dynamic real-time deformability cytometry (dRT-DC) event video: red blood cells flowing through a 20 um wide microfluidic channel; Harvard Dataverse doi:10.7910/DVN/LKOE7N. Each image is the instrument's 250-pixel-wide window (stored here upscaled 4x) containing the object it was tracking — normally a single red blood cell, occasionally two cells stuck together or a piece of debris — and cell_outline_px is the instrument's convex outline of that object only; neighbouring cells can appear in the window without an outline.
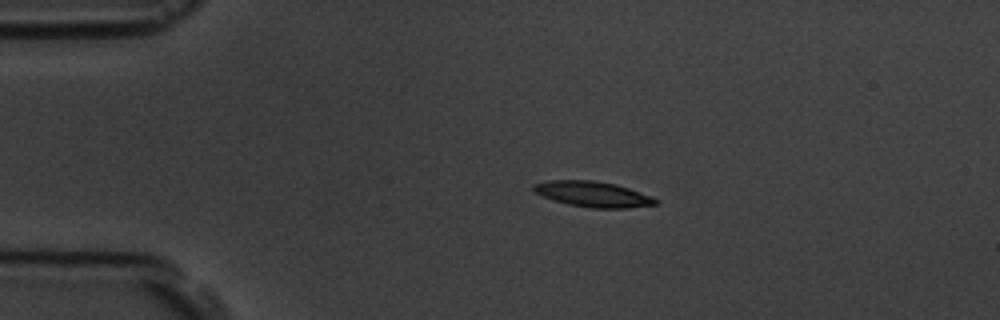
{"species": "common noctule bat (a hibernating species)", "species_latin": "Nyctalus noctula", "temperature_condition": "room temperature", "stored_images_in_passage": 6, "camera_frame_rate_fps": 3000, "um_per_image_px": 0.085, "animal": {"sex": "male", "body_mass_g": 19.5, "forearm_length_mm": 54.6}, "frame": {"image": 1, "passage_image": 1, "time_ms": 0.0, "image_size_px": [1000, 320], "cell_outline_px": [[660, 204], [628, 208], [592, 208], [568, 204], [552, 200], [532, 192], [532, 184], [548, 180], [592, 180], [616, 184], [652, 196], [660, 200]], "centroid_in_image_um": [50.39, 16.5], "position_along_channel_um": 34.6, "area_um2": 18.44}}
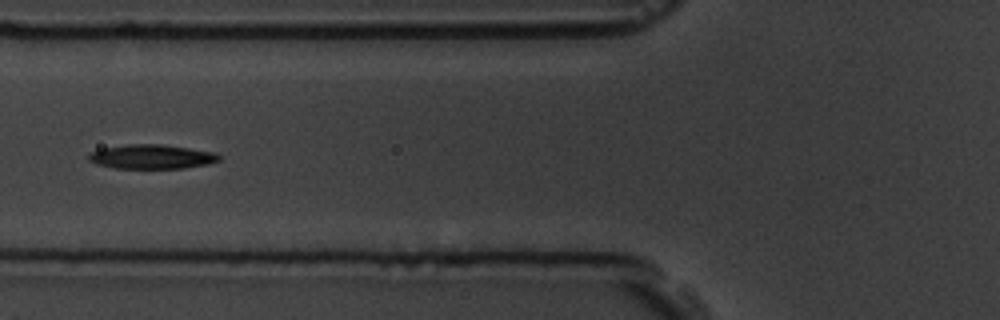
{"frame": {"image": 2, "passage_image": 4, "time_ms": 3.333, "image_size_px": [1000, 320], "cell_outline_px": [[220, 160], [208, 164], [184, 168], [112, 168], [96, 164], [88, 160], [88, 152], [104, 148], [128, 144], [160, 144], [216, 152], [220, 156]], "centroid_in_image_um": [12.87, 13.32], "position_along_channel_um": 112.9, "area_um2": 18.5}}
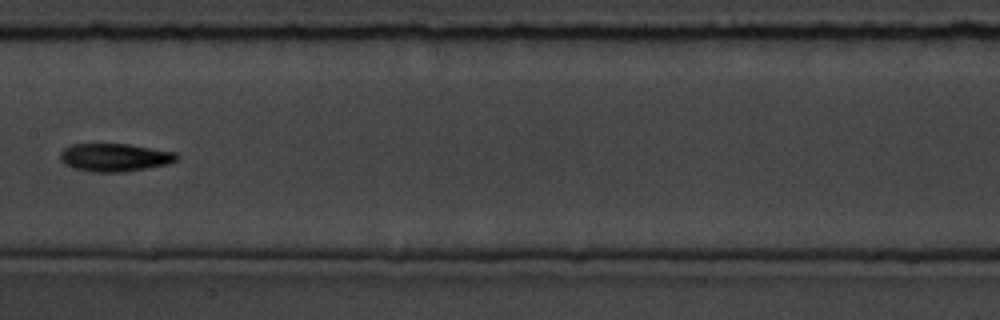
{"frame": {"image": 3, "passage_image": 6, "time_ms": 5.667, "image_size_px": [1000, 320], "cell_outline_px": [[180, 156], [176, 160], [168, 164], [120, 172], [92, 172], [76, 168], [64, 164], [60, 160], [60, 152], [64, 148], [72, 144], [128, 144], [176, 152]], "centroid_in_image_um": [9.74, 13.37], "position_along_channel_um": 197.7, "area_um2": 18.9}}